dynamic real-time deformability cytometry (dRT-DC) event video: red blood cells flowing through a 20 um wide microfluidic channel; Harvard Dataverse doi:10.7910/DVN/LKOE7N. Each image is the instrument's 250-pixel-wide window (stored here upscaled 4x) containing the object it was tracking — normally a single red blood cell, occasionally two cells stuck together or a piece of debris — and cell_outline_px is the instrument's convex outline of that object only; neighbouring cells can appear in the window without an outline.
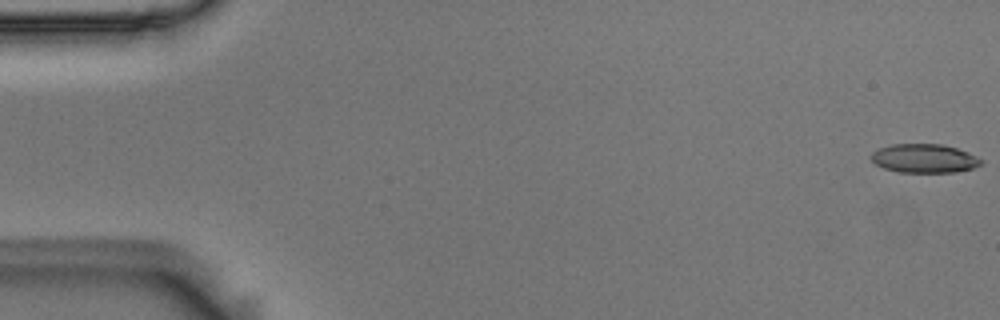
{"species": "Egyptian fruit bat (a non-hibernating species)", "species_latin": "Rousettus aegyptiacus", "temperature_condition": "room temperature", "stored_images_in_passage": 27, "camera_frame_rate_fps": 3000, "um_per_image_px": 0.085, "animal": {"sex": "male"}, "frame": {"image": 1, "passage_image": 1, "time_ms": 0.0, "image_size_px": [1000, 320], "cell_outline_px": [[984, 164], [972, 168], [956, 172], [900, 172], [884, 168], [876, 164], [872, 160], [872, 152], [880, 148], [892, 144], [944, 144], [968, 152], [984, 160]], "centroid_in_image_um": [78.61, 13.46], "position_along_channel_um": 6.4, "area_um2": 18.44}}
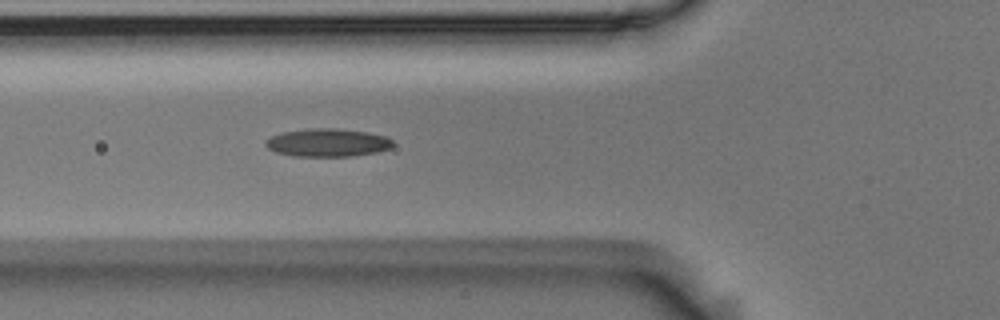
{"frame": {"image": 2, "passage_image": 20, "time_ms": 6.333, "image_size_px": [1000, 320], "cell_outline_px": [[392, 148], [376, 152], [352, 156], [292, 156], [276, 152], [268, 148], [264, 144], [264, 140], [272, 136], [284, 132], [312, 128], [336, 128], [368, 132], [388, 136], [392, 140]], "centroid_in_image_um": [27.86, 12.12], "position_along_channel_um": 97.9, "area_um2": 20.87}}
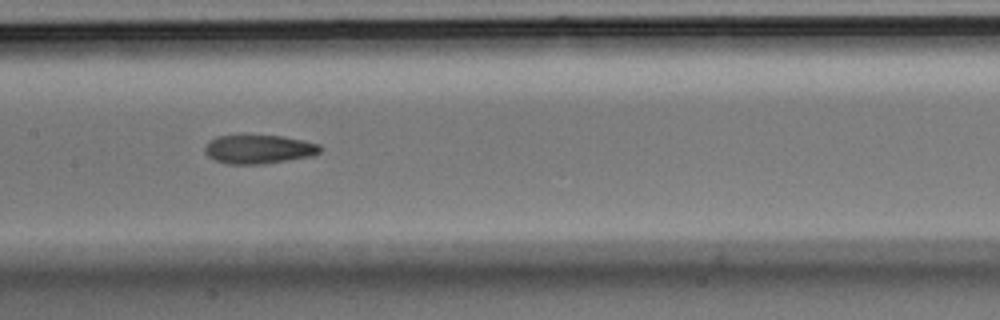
{"frame": {"image": 3, "passage_image": 27, "time_ms": 8.667, "image_size_px": [1000, 320], "cell_outline_px": [[324, 148], [320, 152], [312, 156], [264, 164], [224, 164], [208, 156], [204, 152], [204, 148], [208, 140], [216, 136], [280, 136], [304, 140], [320, 144]], "centroid_in_image_um": [22.0, 12.69], "position_along_channel_um": 185.4, "area_um2": 19.48}}